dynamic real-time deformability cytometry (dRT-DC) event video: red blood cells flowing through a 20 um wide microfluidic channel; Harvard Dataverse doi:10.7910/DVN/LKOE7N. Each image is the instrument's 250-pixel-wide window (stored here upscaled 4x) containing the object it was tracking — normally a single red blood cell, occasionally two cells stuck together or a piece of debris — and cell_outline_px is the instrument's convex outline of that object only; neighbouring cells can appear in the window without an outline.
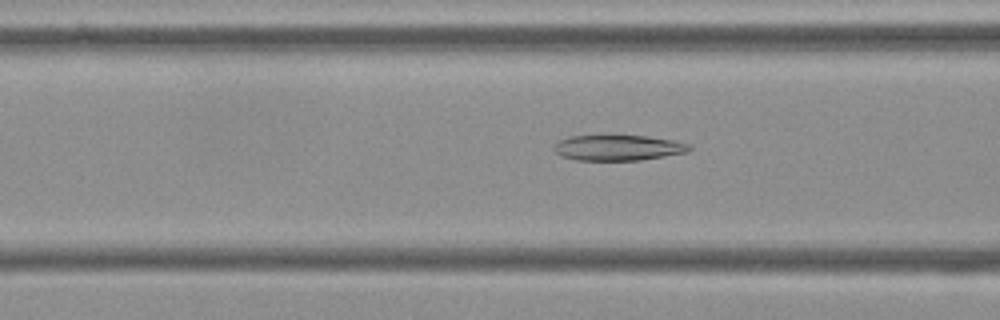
{"species": "Egyptian fruit bat (a non-hibernating species)", "species_latin": "Rousettus aegyptiacus", "temperature_condition": "cold", "stored_images_in_passage": 45, "camera_frame_rate_fps": 3000, "um_per_image_px": 0.085, "frame": {"image": 1, "passage_image": 13, "time_ms": 4.0, "image_size_px": [1000, 320], "cell_outline_px": [[692, 148], [688, 152], [640, 160], [576, 160], [560, 156], [552, 148], [552, 144], [568, 136], [648, 136], [672, 140], [688, 144]], "centroid_in_image_um": [52.49, 12.56], "position_along_channel_um": 114.1, "area_um2": 20.11}}
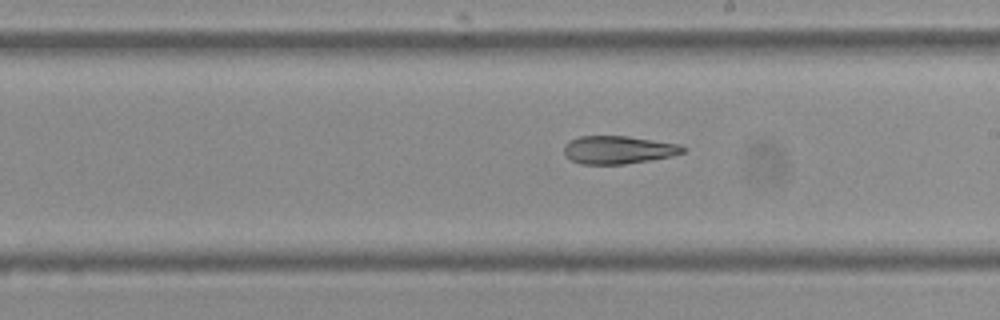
{"frame": {"image": 2, "passage_image": 23, "time_ms": 7.333, "image_size_px": [1000, 320], "cell_outline_px": [[684, 152], [672, 156], [624, 164], [580, 164], [564, 156], [564, 144], [568, 140], [580, 136], [628, 136], [680, 144], [684, 148]], "centroid_in_image_um": [52.51, 12.73], "position_along_channel_um": 236.5, "area_um2": 19.42}}
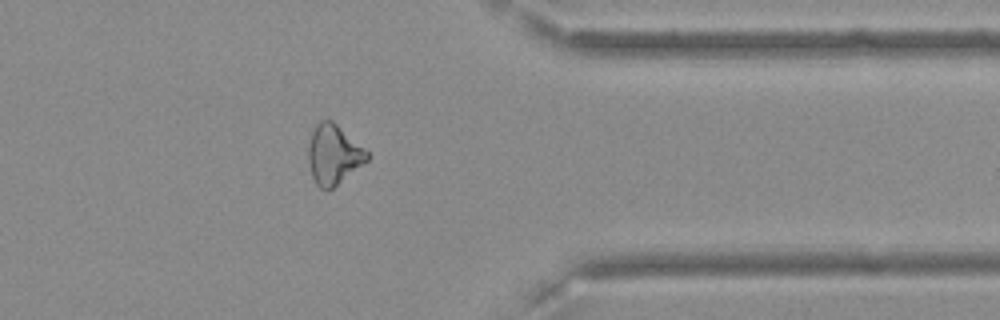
{"frame": {"image": 3, "passage_image": 36, "time_ms": 11.667, "image_size_px": [1000, 320], "cell_outline_px": [[368, 160], [332, 188], [320, 188], [316, 184], [312, 176], [308, 160], [308, 148], [312, 132], [316, 124], [320, 120], [332, 120], [364, 148], [368, 152]], "centroid_in_image_um": [28.33, 13.12], "position_along_channel_um": 383.1, "area_um2": 20.0}}